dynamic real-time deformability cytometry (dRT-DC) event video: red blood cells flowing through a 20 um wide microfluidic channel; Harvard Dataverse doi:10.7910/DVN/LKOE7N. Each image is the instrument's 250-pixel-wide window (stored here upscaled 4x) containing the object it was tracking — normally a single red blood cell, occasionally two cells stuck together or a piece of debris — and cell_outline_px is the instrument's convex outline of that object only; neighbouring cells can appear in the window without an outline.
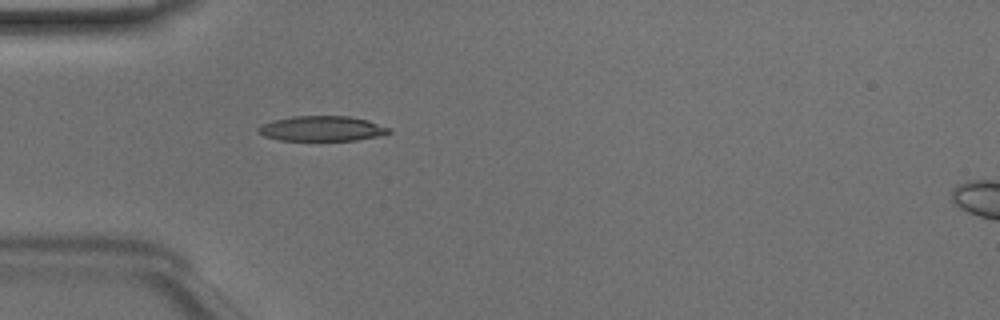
{"species": "Egyptian fruit bat (a non-hibernating species)", "species_latin": "Rousettus aegyptiacus", "temperature_condition": "room temperature", "stored_images_in_passage": 35, "camera_frame_rate_fps": 3000, "um_per_image_px": 0.085, "animal": {"sex": "male"}, "frame": {"image": 1, "passage_image": 1, "time_ms": 0.0, "image_size_px": [1000, 320], "cell_outline_px": [[392, 132], [376, 136], [356, 140], [280, 140], [264, 136], [256, 132], [256, 128], [260, 124], [292, 116], [348, 116], [368, 120], [392, 128]], "centroid_in_image_um": [27.35, 10.92], "position_along_channel_um": 57.7, "area_um2": 19.13}}
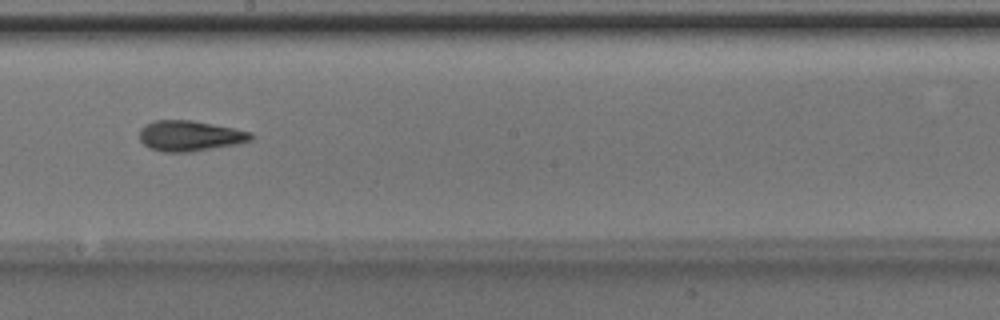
{"frame": {"image": 2, "passage_image": 14, "time_ms": 4.333, "image_size_px": [1000, 320], "cell_outline_px": [[252, 140], [236, 144], [192, 152], [164, 152], [148, 148], [140, 140], [140, 128], [144, 124], [156, 120], [192, 120], [252, 132]], "centroid_in_image_um": [16.1, 11.55], "position_along_channel_um": 232.1, "area_um2": 19.83}}
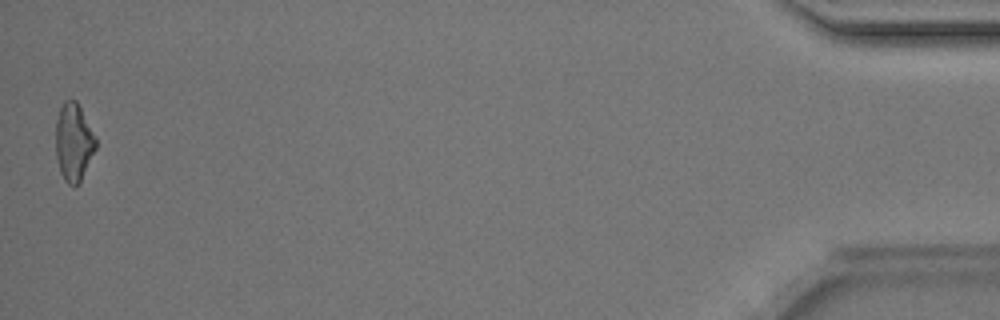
{"frame": {"image": 3, "passage_image": 35, "time_ms": 11.333, "image_size_px": [1000, 320], "cell_outline_px": [[96, 148], [80, 184], [68, 184], [64, 180], [60, 172], [56, 156], [56, 120], [60, 108], [64, 100], [76, 100], [96, 136]], "centroid_in_image_um": [6.27, 12.09], "position_along_channel_um": 428.9, "area_um2": 18.21}, "authors_computed_cell_mechanics": {"area_um2": 18.9584, "velocity_mm_per_s": 4.1318, "shape_relaxation_time_tau1_ms": 3.3387, "shape_relaxation_time_tau2_ms": 2.7997, "deformation_change_tau1": 0.1432, "deformation_change_tau2": 0.1131}}